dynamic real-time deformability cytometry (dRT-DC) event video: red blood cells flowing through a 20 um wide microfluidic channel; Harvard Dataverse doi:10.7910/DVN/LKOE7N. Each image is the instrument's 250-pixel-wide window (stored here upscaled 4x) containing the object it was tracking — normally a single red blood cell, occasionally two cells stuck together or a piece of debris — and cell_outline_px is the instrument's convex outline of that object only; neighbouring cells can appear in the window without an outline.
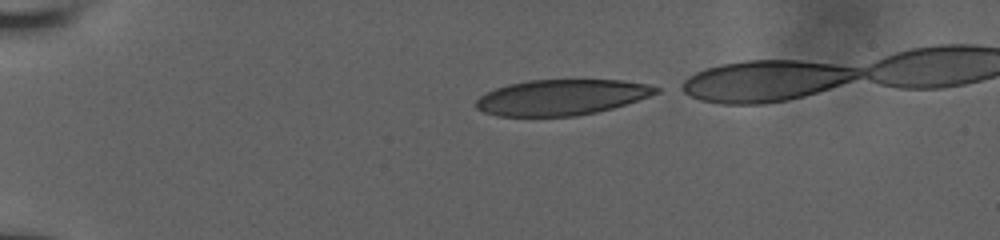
{"species": "human", "species_latin": "Homo sapiens", "temperature_condition": "room temperature", "stored_images_in_passage": 52, "camera_frame_rate_fps": 3000, "um_per_image_px": 0.085, "donor": {"sex": "male"}, "frame": {"image": 1, "passage_image": 1, "time_ms": 0.0, "image_size_px": [1000, 240], "cell_outline_px": [[660, 92], [612, 108], [596, 112], [576, 116], [496, 116], [484, 112], [476, 108], [476, 100], [480, 96], [496, 88], [508, 84], [528, 80], [620, 80], [648, 84], [660, 88]], "centroid_in_image_um": [47.71, 8.27], "position_along_channel_um": 37.3, "area_um2": 37.17}}
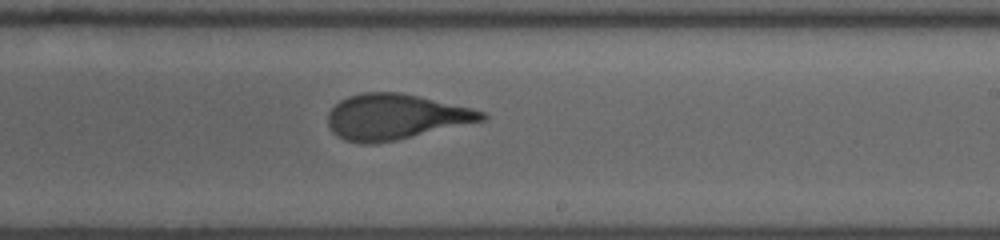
{"frame": {"image": 2, "passage_image": 31, "time_ms": 7.333, "image_size_px": [1000, 240], "cell_outline_px": [[488, 116], [484, 120], [396, 140], [376, 144], [360, 144], [344, 140], [332, 132], [328, 124], [328, 112], [340, 100], [348, 96], [364, 92], [400, 92], [420, 96], [484, 112]], "centroid_in_image_um": [33.54, 9.93], "position_along_channel_um": 255.5, "area_um2": 40.52}}
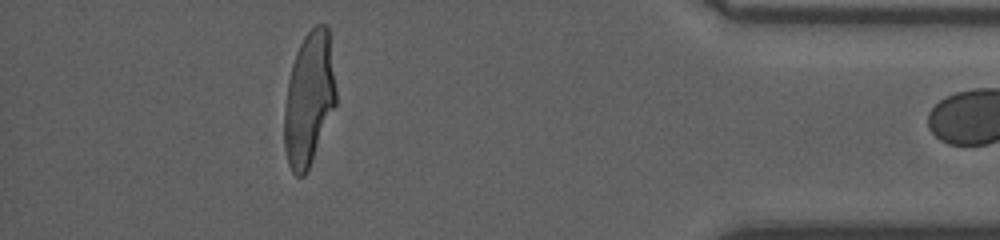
{"frame": {"image": 3, "passage_image": 51, "time_ms": 12.333, "image_size_px": [1000, 240], "cell_outline_px": [[336, 104], [308, 168], [304, 176], [296, 176], [292, 172], [288, 164], [284, 148], [284, 108], [288, 80], [292, 64], [296, 52], [304, 36], [316, 24], [328, 24], [336, 92]], "centroid_in_image_um": [26.25, 8.38], "position_along_channel_um": 409.0, "area_um2": 40.0}}